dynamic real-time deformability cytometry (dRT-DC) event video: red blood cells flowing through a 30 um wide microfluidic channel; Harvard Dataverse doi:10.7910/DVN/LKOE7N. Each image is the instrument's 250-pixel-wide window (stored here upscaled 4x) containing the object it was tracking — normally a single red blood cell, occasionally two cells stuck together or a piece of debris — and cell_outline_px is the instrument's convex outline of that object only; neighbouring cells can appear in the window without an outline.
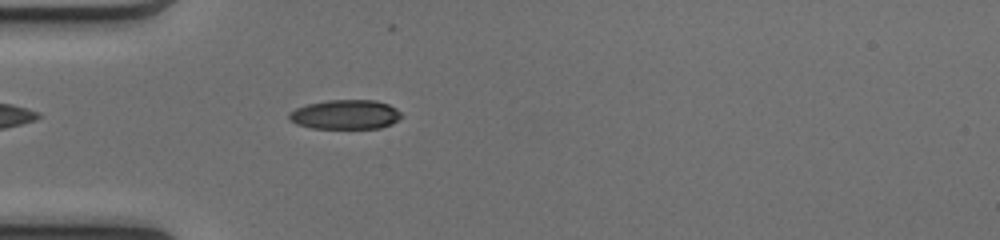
{"species": "common noctule bat (a hibernating species)", "species_latin": "Nyctalus noctula", "temperature_condition": "cold", "stored_images_in_passage": 41, "camera_frame_rate_fps": 3000, "um_per_image_px": 0.085, "animal": {"sex": "female", "body_mass_g": 17.0, "forearm_length_mm": 48.0}, "frame": {"image": 1, "passage_image": 6, "time_ms": 1.667, "image_size_px": [1000, 240], "cell_outline_px": [[404, 116], [392, 124], [380, 128], [312, 128], [296, 124], [288, 116], [288, 112], [296, 108], [308, 104], [328, 100], [376, 100], [388, 104], [396, 108]], "centroid_in_image_um": [29.39, 9.73], "position_along_channel_um": 55.6, "area_um2": 19.31}}
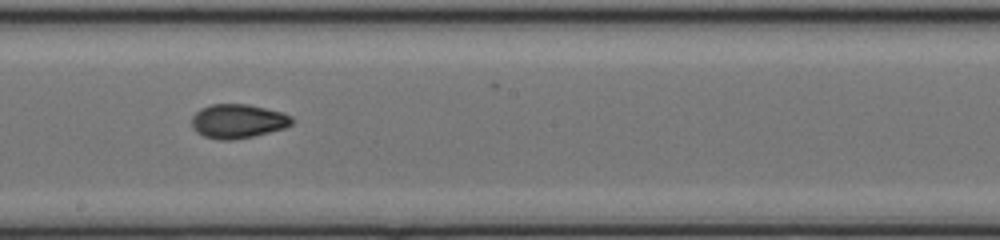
{"frame": {"image": 2, "passage_image": 19, "time_ms": 6.0, "image_size_px": [1000, 240], "cell_outline_px": [[292, 124], [284, 128], [252, 136], [232, 140], [220, 140], [204, 136], [196, 132], [192, 128], [192, 116], [200, 108], [212, 104], [248, 104], [280, 112], [292, 116]], "centroid_in_image_um": [20.18, 10.3], "position_along_channel_um": 228.0, "area_um2": 19.77}}
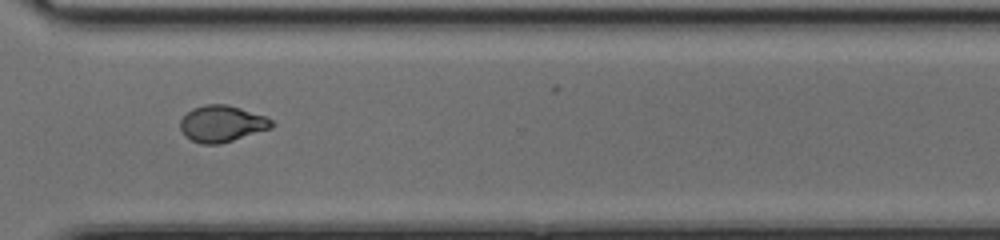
{"frame": {"image": 3, "passage_image": 28, "time_ms": 9.0, "image_size_px": [1000, 240], "cell_outline_px": [[276, 124], [272, 128], [220, 144], [200, 144], [184, 136], [180, 128], [180, 120], [192, 108], [204, 104], [228, 104], [264, 116], [272, 120]], "centroid_in_image_um": [18.85, 10.52], "position_along_channel_um": 351.7, "area_um2": 19.48}, "authors_computed_cell_mechanics": {"area_um2": 19.7098, "velocity_mm_per_s": 4.134, "shape_relaxation_time_tau1_ms": 7.0853, "shape_relaxation_time_tau2_ms": 2.1517, "deformation_change_tau1": 0.2039, "deformation_change_tau2": 0.0554}}